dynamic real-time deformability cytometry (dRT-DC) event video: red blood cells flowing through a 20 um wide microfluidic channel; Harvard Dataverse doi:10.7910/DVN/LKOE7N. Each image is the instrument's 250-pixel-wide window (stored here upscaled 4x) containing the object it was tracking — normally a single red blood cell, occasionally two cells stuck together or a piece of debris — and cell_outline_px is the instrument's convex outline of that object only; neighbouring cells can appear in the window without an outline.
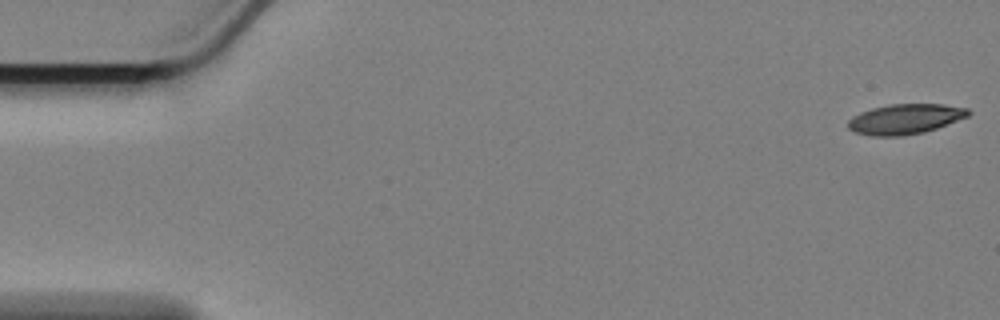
{"species": "Egyptian fruit bat (a non-hibernating species)", "species_latin": "Rousettus aegyptiacus", "temperature_condition": "cold", "stored_images_in_passage": 9, "camera_frame_rate_fps": 3000, "um_per_image_px": 0.085, "animal": {"sex": "female"}, "frame": {"image": 1, "passage_image": 1, "time_ms": 0.0, "image_size_px": [1000, 320], "cell_outline_px": [[972, 112], [968, 116], [936, 128], [924, 132], [900, 136], [872, 136], [856, 132], [848, 128], [848, 120], [852, 116], [860, 112], [872, 108], [888, 104], [944, 104], [968, 108]], "centroid_in_image_um": [76.93, 10.11], "position_along_channel_um": 8.1, "area_um2": 21.1}}